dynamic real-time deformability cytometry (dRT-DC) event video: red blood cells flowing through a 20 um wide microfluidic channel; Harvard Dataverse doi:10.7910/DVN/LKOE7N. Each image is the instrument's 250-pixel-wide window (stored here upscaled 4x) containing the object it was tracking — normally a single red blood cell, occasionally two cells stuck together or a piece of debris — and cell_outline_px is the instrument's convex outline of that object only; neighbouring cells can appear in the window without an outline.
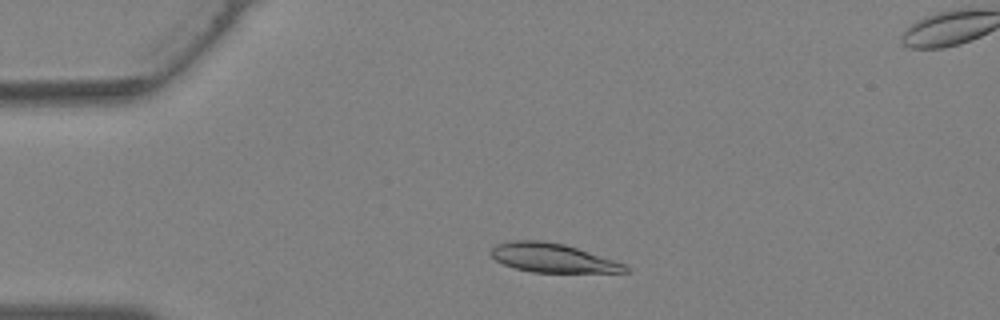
{"species": "Egyptian fruit bat (a non-hibernating species)", "species_latin": "Rousettus aegyptiacus", "temperature_condition": "warm", "stored_images_in_passage": 29, "camera_frame_rate_fps": 3000, "um_per_image_px": 0.085, "animal": {"sex": "female"}, "frame": {"image": 1, "passage_image": 5, "time_ms": 1.333, "image_size_px": [1000, 320], "cell_outline_px": [[628, 272], [532, 272], [516, 268], [504, 264], [496, 260], [488, 252], [496, 244], [512, 240], [540, 240], [564, 244], [624, 264], [628, 268]], "centroid_in_image_um": [46.9, 21.91], "position_along_channel_um": 38.1, "area_um2": 22.25}}
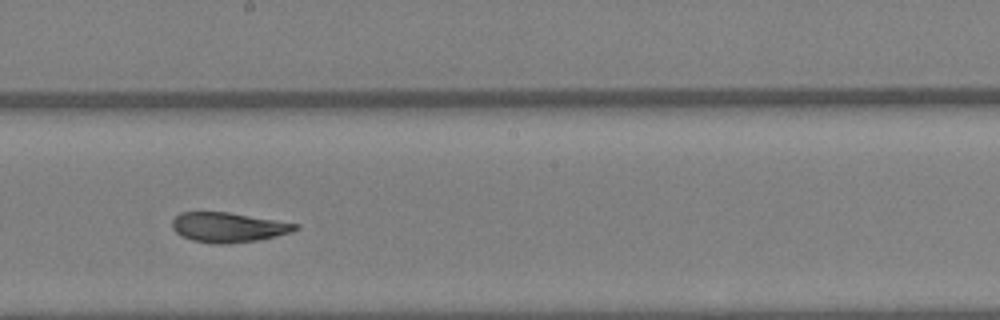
{"frame": {"image": 2, "passage_image": 18, "time_ms": 5.667, "image_size_px": [1000, 320], "cell_outline_px": [[300, 228], [292, 232], [260, 240], [224, 244], [212, 244], [192, 240], [176, 232], [172, 228], [172, 220], [180, 212], [228, 212], [300, 224]], "centroid_in_image_um": [19.43, 19.32], "position_along_channel_um": 228.8, "area_um2": 21.44}}
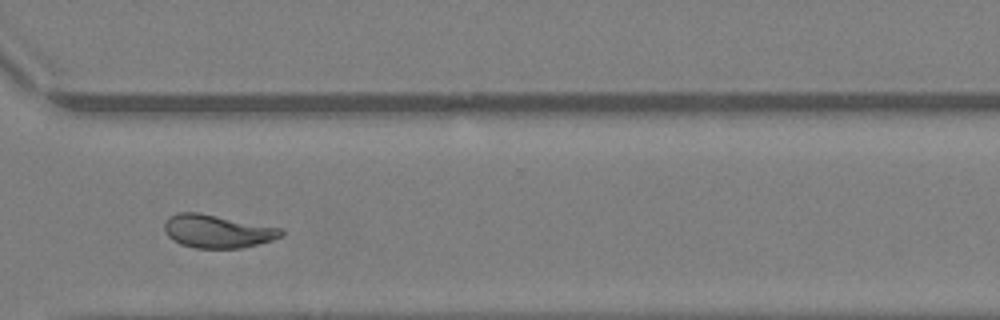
{"frame": {"image": 3, "passage_image": 25, "time_ms": 8.0, "image_size_px": [1000, 320], "cell_outline_px": [[284, 236], [272, 240], [240, 248], [196, 248], [180, 244], [172, 240], [168, 236], [164, 228], [164, 224], [176, 212], [200, 212], [280, 228], [284, 232]], "centroid_in_image_um": [18.47, 19.66], "position_along_channel_um": 352.1, "area_um2": 22.43}}